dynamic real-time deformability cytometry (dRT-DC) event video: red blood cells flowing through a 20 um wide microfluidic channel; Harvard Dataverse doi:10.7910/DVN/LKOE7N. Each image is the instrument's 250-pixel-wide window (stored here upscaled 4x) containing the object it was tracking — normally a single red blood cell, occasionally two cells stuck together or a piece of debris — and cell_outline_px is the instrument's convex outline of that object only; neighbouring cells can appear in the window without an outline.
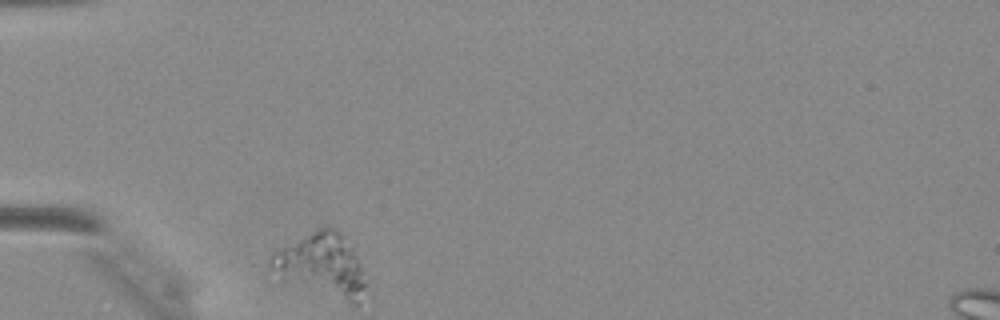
{"species": "Egyptian fruit bat (a non-hibernating species)", "species_latin": "Rousettus aegyptiacus", "temperature_condition": "warm", "stored_images_in_passage": 9, "camera_frame_rate_fps": 3000, "um_per_image_px": 0.085, "animal": {"sex": "female"}, "frame": {"image": 1, "passage_image": 1, "time_ms": 0.0, "image_size_px": [1000, 320], "cell_outline_px": [[372, 280], [356, 304], [352, 304], [268, 268], [268, 256], [272, 252], [320, 228], [336, 228], [344, 232], [348, 236]], "centroid_in_image_um": [27.54, 22.45], "position_along_channel_um": 57.5, "area_um2": 34.39}}
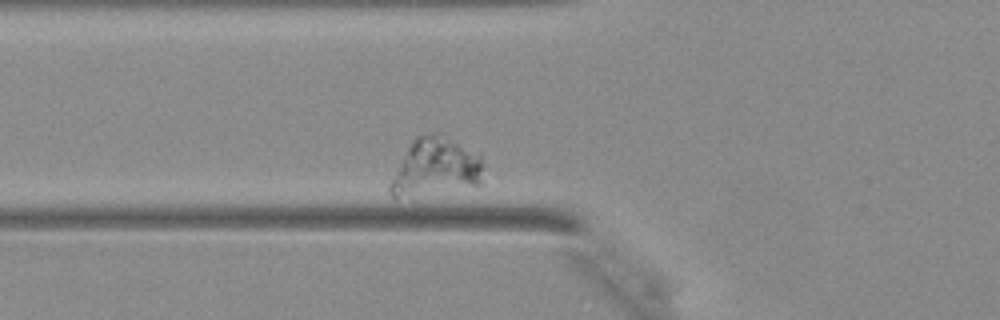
{"frame": {"image": 2, "passage_image": 5, "time_ms": 1.333, "image_size_px": [1000, 320], "cell_outline_px": [[480, 184], [396, 200], [388, 192], [388, 184], [412, 140], [416, 136], [436, 136], [448, 140], [480, 152]], "centroid_in_image_um": [36.93, 14.29], "position_along_channel_um": 88.9, "area_um2": 30.4}}
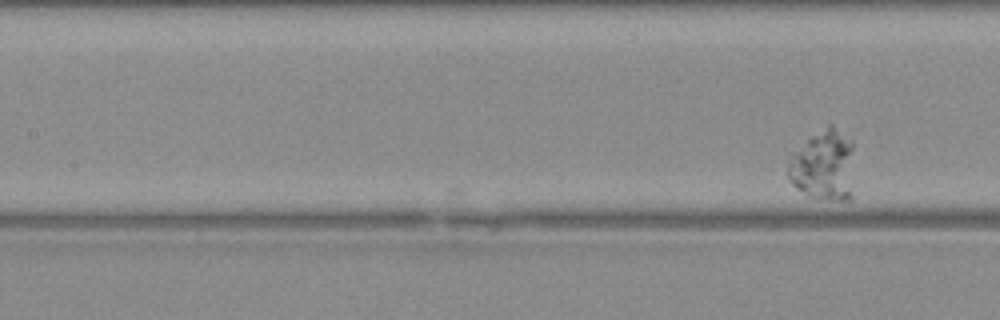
{"frame": {"image": 3, "passage_image": 9, "time_ms": 2.667, "image_size_px": [1000, 320], "cell_outline_px": [[852, 200], [816, 200], [808, 196], [796, 188], [788, 180], [788, 156], [812, 136], [828, 124], [832, 124], [852, 140]], "centroid_in_image_um": [69.99, 14.1], "position_along_channel_um": 137.4, "area_um2": 27.74}}